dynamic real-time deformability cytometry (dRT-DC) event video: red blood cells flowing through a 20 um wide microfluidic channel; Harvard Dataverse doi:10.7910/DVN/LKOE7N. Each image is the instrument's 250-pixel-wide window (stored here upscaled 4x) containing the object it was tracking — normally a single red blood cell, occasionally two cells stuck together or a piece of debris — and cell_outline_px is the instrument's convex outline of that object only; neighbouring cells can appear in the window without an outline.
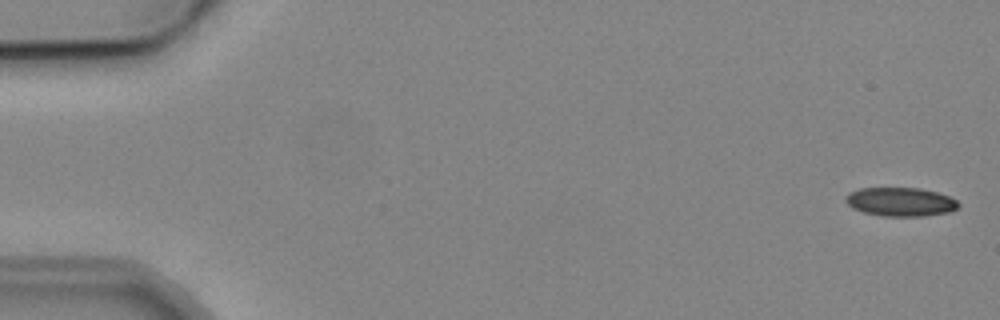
{"species": "common noctule bat (a hibernating species)", "species_latin": "Nyctalus noctula", "temperature_condition": "cold", "stored_images_in_passage": 5, "camera_frame_rate_fps": 3000, "um_per_image_px": 0.085, "animal": {"sex": "male", "body_mass_g": 19.2, "forearm_length_mm": 51.8}, "frame": {"image": 1, "passage_image": 1, "time_ms": 0.0, "image_size_px": [1000, 320], "cell_outline_px": [[960, 204], [956, 208], [948, 212], [924, 216], [884, 216], [864, 212], [852, 208], [844, 200], [852, 192], [860, 188], [920, 188], [936, 192], [948, 196], [956, 200]], "centroid_in_image_um": [76.55, 17.16], "position_along_channel_um": 8.4, "area_um2": 18.67}}
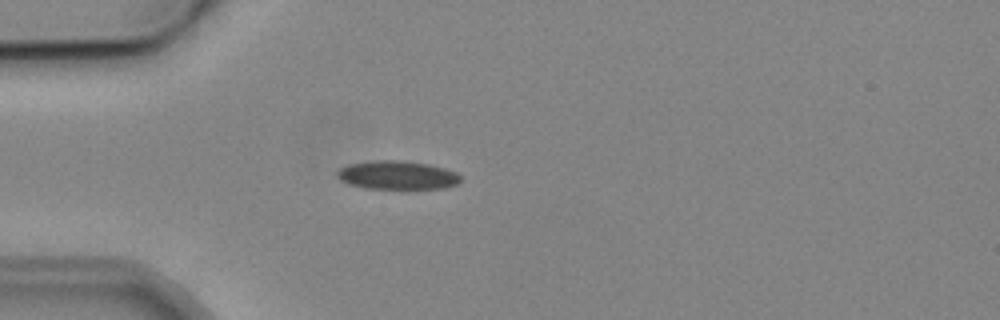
{"frame": {"image": 2, "passage_image": 4, "time_ms": 4.667, "image_size_px": [1000, 320], "cell_outline_px": [[460, 180], [456, 184], [444, 188], [364, 188], [348, 184], [340, 180], [336, 176], [336, 172], [340, 168], [348, 164], [372, 160], [400, 160], [428, 164], [444, 168], [456, 172], [460, 176]], "centroid_in_image_um": [33.72, 14.88], "position_along_channel_um": 51.3, "area_um2": 20.52}}